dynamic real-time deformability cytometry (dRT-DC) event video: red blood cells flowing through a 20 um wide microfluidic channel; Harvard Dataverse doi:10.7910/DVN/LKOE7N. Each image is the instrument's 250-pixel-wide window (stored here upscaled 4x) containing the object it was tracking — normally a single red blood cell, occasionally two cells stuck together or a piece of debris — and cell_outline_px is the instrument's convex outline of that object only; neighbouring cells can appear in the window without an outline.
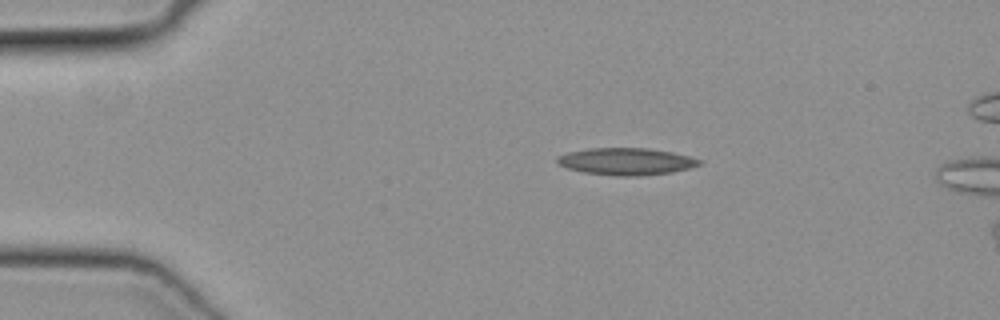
{"species": "common noctule bat (a hibernating species)", "species_latin": "Nyctalus noctula", "temperature_condition": "cold", "stored_images_in_passage": 15, "camera_frame_rate_fps": 3000, "um_per_image_px": 0.085, "animal": {"sex": "female", "body_mass_g": 19.3, "forearm_length_mm": 54.1}, "frame": {"image": 1, "passage_image": 9, "time_ms": 2.667, "image_size_px": [1000, 320], "cell_outline_px": [[704, 164], [692, 168], [672, 172], [640, 176], [616, 176], [584, 172], [568, 168], [560, 164], [556, 160], [556, 156], [568, 152], [592, 148], [648, 148], [672, 152], [704, 160]], "centroid_in_image_um": [53.3, 13.72], "position_along_channel_um": 31.7, "area_um2": 22.54}}